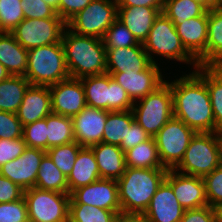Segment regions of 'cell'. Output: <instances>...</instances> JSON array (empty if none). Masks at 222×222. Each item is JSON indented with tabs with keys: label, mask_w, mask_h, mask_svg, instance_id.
Wrapping results in <instances>:
<instances>
[{
	"label": "cell",
	"mask_w": 222,
	"mask_h": 222,
	"mask_svg": "<svg viewBox=\"0 0 222 222\" xmlns=\"http://www.w3.org/2000/svg\"><path fill=\"white\" fill-rule=\"evenodd\" d=\"M165 81L171 87L174 117L196 132H215L213 109L205 83V67L198 66L179 79Z\"/></svg>",
	"instance_id": "obj_1"
},
{
	"label": "cell",
	"mask_w": 222,
	"mask_h": 222,
	"mask_svg": "<svg viewBox=\"0 0 222 222\" xmlns=\"http://www.w3.org/2000/svg\"><path fill=\"white\" fill-rule=\"evenodd\" d=\"M167 168L126 167L117 180L122 216L141 217L165 179Z\"/></svg>",
	"instance_id": "obj_2"
},
{
	"label": "cell",
	"mask_w": 222,
	"mask_h": 222,
	"mask_svg": "<svg viewBox=\"0 0 222 222\" xmlns=\"http://www.w3.org/2000/svg\"><path fill=\"white\" fill-rule=\"evenodd\" d=\"M61 43L70 77L80 79L106 73V48L101 38L78 35L66 27Z\"/></svg>",
	"instance_id": "obj_3"
},
{
	"label": "cell",
	"mask_w": 222,
	"mask_h": 222,
	"mask_svg": "<svg viewBox=\"0 0 222 222\" xmlns=\"http://www.w3.org/2000/svg\"><path fill=\"white\" fill-rule=\"evenodd\" d=\"M69 77L61 42L28 50L25 78L31 85L49 87Z\"/></svg>",
	"instance_id": "obj_4"
},
{
	"label": "cell",
	"mask_w": 222,
	"mask_h": 222,
	"mask_svg": "<svg viewBox=\"0 0 222 222\" xmlns=\"http://www.w3.org/2000/svg\"><path fill=\"white\" fill-rule=\"evenodd\" d=\"M143 46L152 63L158 64L155 54L162 56L161 58L193 65L194 69L199 66L197 60L183 46L173 22L162 12L155 18Z\"/></svg>",
	"instance_id": "obj_5"
},
{
	"label": "cell",
	"mask_w": 222,
	"mask_h": 222,
	"mask_svg": "<svg viewBox=\"0 0 222 222\" xmlns=\"http://www.w3.org/2000/svg\"><path fill=\"white\" fill-rule=\"evenodd\" d=\"M220 165L218 132H197L191 139L183 159L174 170L204 177Z\"/></svg>",
	"instance_id": "obj_6"
},
{
	"label": "cell",
	"mask_w": 222,
	"mask_h": 222,
	"mask_svg": "<svg viewBox=\"0 0 222 222\" xmlns=\"http://www.w3.org/2000/svg\"><path fill=\"white\" fill-rule=\"evenodd\" d=\"M134 120L151 136L174 116L170 85L165 81L155 91L134 102Z\"/></svg>",
	"instance_id": "obj_7"
},
{
	"label": "cell",
	"mask_w": 222,
	"mask_h": 222,
	"mask_svg": "<svg viewBox=\"0 0 222 222\" xmlns=\"http://www.w3.org/2000/svg\"><path fill=\"white\" fill-rule=\"evenodd\" d=\"M86 105L106 111L132 110L134 102L108 73L80 78Z\"/></svg>",
	"instance_id": "obj_8"
},
{
	"label": "cell",
	"mask_w": 222,
	"mask_h": 222,
	"mask_svg": "<svg viewBox=\"0 0 222 222\" xmlns=\"http://www.w3.org/2000/svg\"><path fill=\"white\" fill-rule=\"evenodd\" d=\"M23 197L31 222H69V193L33 187L25 190Z\"/></svg>",
	"instance_id": "obj_9"
},
{
	"label": "cell",
	"mask_w": 222,
	"mask_h": 222,
	"mask_svg": "<svg viewBox=\"0 0 222 222\" xmlns=\"http://www.w3.org/2000/svg\"><path fill=\"white\" fill-rule=\"evenodd\" d=\"M117 19L116 0H92L83 10L73 16L67 28L78 34L103 38L107 29Z\"/></svg>",
	"instance_id": "obj_10"
},
{
	"label": "cell",
	"mask_w": 222,
	"mask_h": 222,
	"mask_svg": "<svg viewBox=\"0 0 222 222\" xmlns=\"http://www.w3.org/2000/svg\"><path fill=\"white\" fill-rule=\"evenodd\" d=\"M196 133L174 116L159 130L154 139L160 160L165 168L174 169L180 163Z\"/></svg>",
	"instance_id": "obj_11"
},
{
	"label": "cell",
	"mask_w": 222,
	"mask_h": 222,
	"mask_svg": "<svg viewBox=\"0 0 222 222\" xmlns=\"http://www.w3.org/2000/svg\"><path fill=\"white\" fill-rule=\"evenodd\" d=\"M62 18L24 19L11 34L26 50L60 43L66 28Z\"/></svg>",
	"instance_id": "obj_12"
},
{
	"label": "cell",
	"mask_w": 222,
	"mask_h": 222,
	"mask_svg": "<svg viewBox=\"0 0 222 222\" xmlns=\"http://www.w3.org/2000/svg\"><path fill=\"white\" fill-rule=\"evenodd\" d=\"M69 203H83L116 212L122 216L119 203L118 182L115 179L100 178L93 183L79 187L70 193Z\"/></svg>",
	"instance_id": "obj_13"
},
{
	"label": "cell",
	"mask_w": 222,
	"mask_h": 222,
	"mask_svg": "<svg viewBox=\"0 0 222 222\" xmlns=\"http://www.w3.org/2000/svg\"><path fill=\"white\" fill-rule=\"evenodd\" d=\"M49 89L54 114L72 118L86 107L84 88L78 78L69 77L49 86Z\"/></svg>",
	"instance_id": "obj_14"
},
{
	"label": "cell",
	"mask_w": 222,
	"mask_h": 222,
	"mask_svg": "<svg viewBox=\"0 0 222 222\" xmlns=\"http://www.w3.org/2000/svg\"><path fill=\"white\" fill-rule=\"evenodd\" d=\"M45 154L44 150L26 147L21 156L0 167V175L8 178L24 191L33 188Z\"/></svg>",
	"instance_id": "obj_15"
},
{
	"label": "cell",
	"mask_w": 222,
	"mask_h": 222,
	"mask_svg": "<svg viewBox=\"0 0 222 222\" xmlns=\"http://www.w3.org/2000/svg\"><path fill=\"white\" fill-rule=\"evenodd\" d=\"M165 180L171 185L179 204L185 210L208 205L203 177L168 169Z\"/></svg>",
	"instance_id": "obj_16"
},
{
	"label": "cell",
	"mask_w": 222,
	"mask_h": 222,
	"mask_svg": "<svg viewBox=\"0 0 222 222\" xmlns=\"http://www.w3.org/2000/svg\"><path fill=\"white\" fill-rule=\"evenodd\" d=\"M162 69L152 63L147 69L135 72L108 73L112 79L121 85L133 102L146 97L165 82Z\"/></svg>",
	"instance_id": "obj_17"
},
{
	"label": "cell",
	"mask_w": 222,
	"mask_h": 222,
	"mask_svg": "<svg viewBox=\"0 0 222 222\" xmlns=\"http://www.w3.org/2000/svg\"><path fill=\"white\" fill-rule=\"evenodd\" d=\"M184 211L171 185L164 179L141 217L146 222H180Z\"/></svg>",
	"instance_id": "obj_18"
},
{
	"label": "cell",
	"mask_w": 222,
	"mask_h": 222,
	"mask_svg": "<svg viewBox=\"0 0 222 222\" xmlns=\"http://www.w3.org/2000/svg\"><path fill=\"white\" fill-rule=\"evenodd\" d=\"M108 111L86 107L72 117L74 140L82 147L102 142Z\"/></svg>",
	"instance_id": "obj_19"
},
{
	"label": "cell",
	"mask_w": 222,
	"mask_h": 222,
	"mask_svg": "<svg viewBox=\"0 0 222 222\" xmlns=\"http://www.w3.org/2000/svg\"><path fill=\"white\" fill-rule=\"evenodd\" d=\"M106 56V73H138L152 64L142 43L125 48H106Z\"/></svg>",
	"instance_id": "obj_20"
},
{
	"label": "cell",
	"mask_w": 222,
	"mask_h": 222,
	"mask_svg": "<svg viewBox=\"0 0 222 222\" xmlns=\"http://www.w3.org/2000/svg\"><path fill=\"white\" fill-rule=\"evenodd\" d=\"M52 113L51 94L48 86L30 85L16 112L22 126L44 119Z\"/></svg>",
	"instance_id": "obj_21"
},
{
	"label": "cell",
	"mask_w": 222,
	"mask_h": 222,
	"mask_svg": "<svg viewBox=\"0 0 222 222\" xmlns=\"http://www.w3.org/2000/svg\"><path fill=\"white\" fill-rule=\"evenodd\" d=\"M163 8L127 6L117 7V19L135 36L139 43H144L153 26L155 18Z\"/></svg>",
	"instance_id": "obj_22"
},
{
	"label": "cell",
	"mask_w": 222,
	"mask_h": 222,
	"mask_svg": "<svg viewBox=\"0 0 222 222\" xmlns=\"http://www.w3.org/2000/svg\"><path fill=\"white\" fill-rule=\"evenodd\" d=\"M174 25L183 46L197 60L206 51L208 10L200 17Z\"/></svg>",
	"instance_id": "obj_23"
},
{
	"label": "cell",
	"mask_w": 222,
	"mask_h": 222,
	"mask_svg": "<svg viewBox=\"0 0 222 222\" xmlns=\"http://www.w3.org/2000/svg\"><path fill=\"white\" fill-rule=\"evenodd\" d=\"M101 178L118 180L126 170L125 152L115 144L104 142L90 146Z\"/></svg>",
	"instance_id": "obj_24"
},
{
	"label": "cell",
	"mask_w": 222,
	"mask_h": 222,
	"mask_svg": "<svg viewBox=\"0 0 222 222\" xmlns=\"http://www.w3.org/2000/svg\"><path fill=\"white\" fill-rule=\"evenodd\" d=\"M197 62L203 67H222V10H208L206 51Z\"/></svg>",
	"instance_id": "obj_25"
},
{
	"label": "cell",
	"mask_w": 222,
	"mask_h": 222,
	"mask_svg": "<svg viewBox=\"0 0 222 222\" xmlns=\"http://www.w3.org/2000/svg\"><path fill=\"white\" fill-rule=\"evenodd\" d=\"M0 63L10 75L25 76L28 50L23 48L11 33L0 32Z\"/></svg>",
	"instance_id": "obj_26"
},
{
	"label": "cell",
	"mask_w": 222,
	"mask_h": 222,
	"mask_svg": "<svg viewBox=\"0 0 222 222\" xmlns=\"http://www.w3.org/2000/svg\"><path fill=\"white\" fill-rule=\"evenodd\" d=\"M100 178V172L92 149L83 147L79 151L73 169L67 177L69 194L73 190L89 185Z\"/></svg>",
	"instance_id": "obj_27"
},
{
	"label": "cell",
	"mask_w": 222,
	"mask_h": 222,
	"mask_svg": "<svg viewBox=\"0 0 222 222\" xmlns=\"http://www.w3.org/2000/svg\"><path fill=\"white\" fill-rule=\"evenodd\" d=\"M25 76L10 75L0 82V111L16 113L30 86Z\"/></svg>",
	"instance_id": "obj_28"
},
{
	"label": "cell",
	"mask_w": 222,
	"mask_h": 222,
	"mask_svg": "<svg viewBox=\"0 0 222 222\" xmlns=\"http://www.w3.org/2000/svg\"><path fill=\"white\" fill-rule=\"evenodd\" d=\"M126 166L132 168H165L159 157L154 137L125 152Z\"/></svg>",
	"instance_id": "obj_29"
},
{
	"label": "cell",
	"mask_w": 222,
	"mask_h": 222,
	"mask_svg": "<svg viewBox=\"0 0 222 222\" xmlns=\"http://www.w3.org/2000/svg\"><path fill=\"white\" fill-rule=\"evenodd\" d=\"M35 187L43 190L69 193L67 177L46 153L40 163Z\"/></svg>",
	"instance_id": "obj_30"
},
{
	"label": "cell",
	"mask_w": 222,
	"mask_h": 222,
	"mask_svg": "<svg viewBox=\"0 0 222 222\" xmlns=\"http://www.w3.org/2000/svg\"><path fill=\"white\" fill-rule=\"evenodd\" d=\"M133 120L132 110L108 111L102 142L118 146L121 142H126L127 130H129Z\"/></svg>",
	"instance_id": "obj_31"
},
{
	"label": "cell",
	"mask_w": 222,
	"mask_h": 222,
	"mask_svg": "<svg viewBox=\"0 0 222 222\" xmlns=\"http://www.w3.org/2000/svg\"><path fill=\"white\" fill-rule=\"evenodd\" d=\"M71 117L51 113L47 116V150L74 142Z\"/></svg>",
	"instance_id": "obj_32"
},
{
	"label": "cell",
	"mask_w": 222,
	"mask_h": 222,
	"mask_svg": "<svg viewBox=\"0 0 222 222\" xmlns=\"http://www.w3.org/2000/svg\"><path fill=\"white\" fill-rule=\"evenodd\" d=\"M205 83L209 91L215 120V132L222 133V67H205Z\"/></svg>",
	"instance_id": "obj_33"
},
{
	"label": "cell",
	"mask_w": 222,
	"mask_h": 222,
	"mask_svg": "<svg viewBox=\"0 0 222 222\" xmlns=\"http://www.w3.org/2000/svg\"><path fill=\"white\" fill-rule=\"evenodd\" d=\"M207 9L195 0H165L162 13L173 24H180L185 20L202 16Z\"/></svg>",
	"instance_id": "obj_34"
},
{
	"label": "cell",
	"mask_w": 222,
	"mask_h": 222,
	"mask_svg": "<svg viewBox=\"0 0 222 222\" xmlns=\"http://www.w3.org/2000/svg\"><path fill=\"white\" fill-rule=\"evenodd\" d=\"M121 216L114 211L83 203H69V222H117Z\"/></svg>",
	"instance_id": "obj_35"
},
{
	"label": "cell",
	"mask_w": 222,
	"mask_h": 222,
	"mask_svg": "<svg viewBox=\"0 0 222 222\" xmlns=\"http://www.w3.org/2000/svg\"><path fill=\"white\" fill-rule=\"evenodd\" d=\"M82 148V146L74 141L69 144L52 147L48 149L46 153L50 156L59 170L68 177L73 169L77 155Z\"/></svg>",
	"instance_id": "obj_36"
},
{
	"label": "cell",
	"mask_w": 222,
	"mask_h": 222,
	"mask_svg": "<svg viewBox=\"0 0 222 222\" xmlns=\"http://www.w3.org/2000/svg\"><path fill=\"white\" fill-rule=\"evenodd\" d=\"M102 41L105 48H125L140 44L135 36L118 19L107 29Z\"/></svg>",
	"instance_id": "obj_37"
},
{
	"label": "cell",
	"mask_w": 222,
	"mask_h": 222,
	"mask_svg": "<svg viewBox=\"0 0 222 222\" xmlns=\"http://www.w3.org/2000/svg\"><path fill=\"white\" fill-rule=\"evenodd\" d=\"M24 19L21 0H0V32L11 33Z\"/></svg>",
	"instance_id": "obj_38"
},
{
	"label": "cell",
	"mask_w": 222,
	"mask_h": 222,
	"mask_svg": "<svg viewBox=\"0 0 222 222\" xmlns=\"http://www.w3.org/2000/svg\"><path fill=\"white\" fill-rule=\"evenodd\" d=\"M23 138L27 147L47 151V117L23 126Z\"/></svg>",
	"instance_id": "obj_39"
},
{
	"label": "cell",
	"mask_w": 222,
	"mask_h": 222,
	"mask_svg": "<svg viewBox=\"0 0 222 222\" xmlns=\"http://www.w3.org/2000/svg\"><path fill=\"white\" fill-rule=\"evenodd\" d=\"M208 205L217 208L222 205V166L203 177Z\"/></svg>",
	"instance_id": "obj_40"
},
{
	"label": "cell",
	"mask_w": 222,
	"mask_h": 222,
	"mask_svg": "<svg viewBox=\"0 0 222 222\" xmlns=\"http://www.w3.org/2000/svg\"><path fill=\"white\" fill-rule=\"evenodd\" d=\"M25 19L60 18L56 10L43 0H21Z\"/></svg>",
	"instance_id": "obj_41"
},
{
	"label": "cell",
	"mask_w": 222,
	"mask_h": 222,
	"mask_svg": "<svg viewBox=\"0 0 222 222\" xmlns=\"http://www.w3.org/2000/svg\"><path fill=\"white\" fill-rule=\"evenodd\" d=\"M22 221H30L24 197L17 201L0 203V222Z\"/></svg>",
	"instance_id": "obj_42"
},
{
	"label": "cell",
	"mask_w": 222,
	"mask_h": 222,
	"mask_svg": "<svg viewBox=\"0 0 222 222\" xmlns=\"http://www.w3.org/2000/svg\"><path fill=\"white\" fill-rule=\"evenodd\" d=\"M23 137V126L16 113L0 111V139H17Z\"/></svg>",
	"instance_id": "obj_43"
},
{
	"label": "cell",
	"mask_w": 222,
	"mask_h": 222,
	"mask_svg": "<svg viewBox=\"0 0 222 222\" xmlns=\"http://www.w3.org/2000/svg\"><path fill=\"white\" fill-rule=\"evenodd\" d=\"M24 138L0 139V167L21 156L26 148Z\"/></svg>",
	"instance_id": "obj_44"
},
{
	"label": "cell",
	"mask_w": 222,
	"mask_h": 222,
	"mask_svg": "<svg viewBox=\"0 0 222 222\" xmlns=\"http://www.w3.org/2000/svg\"><path fill=\"white\" fill-rule=\"evenodd\" d=\"M180 222H217L216 209L207 205L185 210Z\"/></svg>",
	"instance_id": "obj_45"
},
{
	"label": "cell",
	"mask_w": 222,
	"mask_h": 222,
	"mask_svg": "<svg viewBox=\"0 0 222 222\" xmlns=\"http://www.w3.org/2000/svg\"><path fill=\"white\" fill-rule=\"evenodd\" d=\"M151 136L135 121L131 122L126 134V142H121L119 147L126 152L141 142L147 141Z\"/></svg>",
	"instance_id": "obj_46"
},
{
	"label": "cell",
	"mask_w": 222,
	"mask_h": 222,
	"mask_svg": "<svg viewBox=\"0 0 222 222\" xmlns=\"http://www.w3.org/2000/svg\"><path fill=\"white\" fill-rule=\"evenodd\" d=\"M92 0H59L58 15L66 23L83 10Z\"/></svg>",
	"instance_id": "obj_47"
},
{
	"label": "cell",
	"mask_w": 222,
	"mask_h": 222,
	"mask_svg": "<svg viewBox=\"0 0 222 222\" xmlns=\"http://www.w3.org/2000/svg\"><path fill=\"white\" fill-rule=\"evenodd\" d=\"M24 190L8 178L0 175V203L17 201L23 197Z\"/></svg>",
	"instance_id": "obj_48"
},
{
	"label": "cell",
	"mask_w": 222,
	"mask_h": 222,
	"mask_svg": "<svg viewBox=\"0 0 222 222\" xmlns=\"http://www.w3.org/2000/svg\"><path fill=\"white\" fill-rule=\"evenodd\" d=\"M117 7L138 6V7H151L163 8L165 0H116Z\"/></svg>",
	"instance_id": "obj_49"
},
{
	"label": "cell",
	"mask_w": 222,
	"mask_h": 222,
	"mask_svg": "<svg viewBox=\"0 0 222 222\" xmlns=\"http://www.w3.org/2000/svg\"><path fill=\"white\" fill-rule=\"evenodd\" d=\"M117 222H146L142 217L121 216Z\"/></svg>",
	"instance_id": "obj_50"
},
{
	"label": "cell",
	"mask_w": 222,
	"mask_h": 222,
	"mask_svg": "<svg viewBox=\"0 0 222 222\" xmlns=\"http://www.w3.org/2000/svg\"><path fill=\"white\" fill-rule=\"evenodd\" d=\"M10 76L6 68L0 63V82L7 79Z\"/></svg>",
	"instance_id": "obj_51"
},
{
	"label": "cell",
	"mask_w": 222,
	"mask_h": 222,
	"mask_svg": "<svg viewBox=\"0 0 222 222\" xmlns=\"http://www.w3.org/2000/svg\"><path fill=\"white\" fill-rule=\"evenodd\" d=\"M195 1L203 5L207 10L212 9V0H195Z\"/></svg>",
	"instance_id": "obj_52"
},
{
	"label": "cell",
	"mask_w": 222,
	"mask_h": 222,
	"mask_svg": "<svg viewBox=\"0 0 222 222\" xmlns=\"http://www.w3.org/2000/svg\"><path fill=\"white\" fill-rule=\"evenodd\" d=\"M43 1H45L51 7H53L56 10L57 14H58L59 0H43Z\"/></svg>",
	"instance_id": "obj_53"
},
{
	"label": "cell",
	"mask_w": 222,
	"mask_h": 222,
	"mask_svg": "<svg viewBox=\"0 0 222 222\" xmlns=\"http://www.w3.org/2000/svg\"><path fill=\"white\" fill-rule=\"evenodd\" d=\"M212 9L222 10V0H212Z\"/></svg>",
	"instance_id": "obj_54"
},
{
	"label": "cell",
	"mask_w": 222,
	"mask_h": 222,
	"mask_svg": "<svg viewBox=\"0 0 222 222\" xmlns=\"http://www.w3.org/2000/svg\"><path fill=\"white\" fill-rule=\"evenodd\" d=\"M217 222H222V205L216 208Z\"/></svg>",
	"instance_id": "obj_55"
},
{
	"label": "cell",
	"mask_w": 222,
	"mask_h": 222,
	"mask_svg": "<svg viewBox=\"0 0 222 222\" xmlns=\"http://www.w3.org/2000/svg\"><path fill=\"white\" fill-rule=\"evenodd\" d=\"M219 146H220V165L222 166V133L219 134Z\"/></svg>",
	"instance_id": "obj_56"
}]
</instances>
